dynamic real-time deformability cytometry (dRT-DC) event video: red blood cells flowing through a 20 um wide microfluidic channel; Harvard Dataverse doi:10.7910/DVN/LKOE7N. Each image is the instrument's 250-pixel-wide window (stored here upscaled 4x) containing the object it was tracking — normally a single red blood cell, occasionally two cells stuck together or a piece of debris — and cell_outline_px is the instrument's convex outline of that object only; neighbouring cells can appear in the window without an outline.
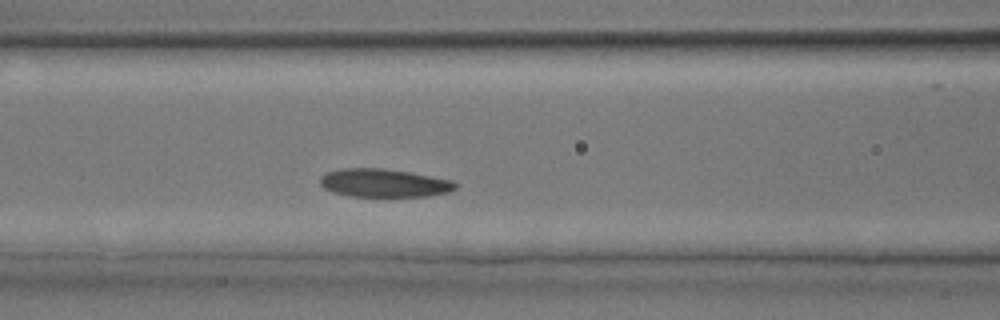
{"species": "common noctule bat (a hibernating species)", "species_latin": "Nyctalus noctula", "temperature_condition": "room temperature", "stored_images_in_passage": 26, "camera_frame_rate_fps": 3000, "um_per_image_px": 0.085, "animal": {"sex": "male", "body_mass_g": 17.9, "forearm_length_mm": 54.2}, "frame": {"image": 1, "passage_image": 8, "time_ms": 2.333, "image_size_px": [1000, 320], "cell_outline_px": [[456, 188], [448, 192], [428, 196], [348, 196], [332, 192], [324, 188], [320, 184], [320, 176], [328, 172], [340, 168], [384, 168], [408, 172], [452, 180], [456, 184]], "centroid_in_image_um": [32.59, 15.55], "position_along_channel_um": 134.0, "area_um2": 22.2}}